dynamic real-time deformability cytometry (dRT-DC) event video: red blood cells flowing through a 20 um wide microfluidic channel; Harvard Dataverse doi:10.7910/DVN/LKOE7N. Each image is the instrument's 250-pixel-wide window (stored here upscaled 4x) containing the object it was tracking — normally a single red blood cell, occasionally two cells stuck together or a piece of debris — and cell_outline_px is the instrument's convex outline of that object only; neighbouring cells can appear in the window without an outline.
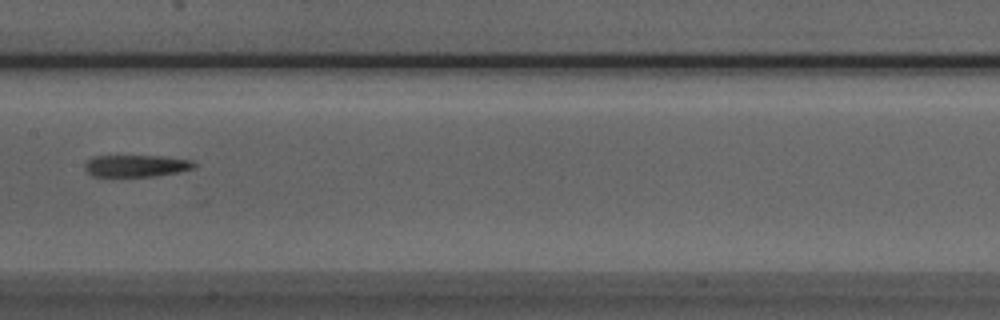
{"species": "Egyptian fruit bat (a non-hibernating species)", "species_latin": "Rousettus aegyptiacus", "temperature_condition": "room temperature", "stored_images_in_passage": 4, "camera_frame_rate_fps": 3000, "um_per_image_px": 0.085, "animal": {"sex": "male"}, "frame": {"image": 1, "passage_image": 4, "time_ms": 1.0, "image_size_px": [1000, 320], "cell_outline_px": [[196, 164], [192, 168], [176, 172], [156, 176], [92, 176], [84, 168], [84, 164], [92, 156], [160, 156], [192, 160]], "centroid_in_image_um": [11.54, 14.09], "position_along_channel_um": 195.9, "area_um2": 13.81}}